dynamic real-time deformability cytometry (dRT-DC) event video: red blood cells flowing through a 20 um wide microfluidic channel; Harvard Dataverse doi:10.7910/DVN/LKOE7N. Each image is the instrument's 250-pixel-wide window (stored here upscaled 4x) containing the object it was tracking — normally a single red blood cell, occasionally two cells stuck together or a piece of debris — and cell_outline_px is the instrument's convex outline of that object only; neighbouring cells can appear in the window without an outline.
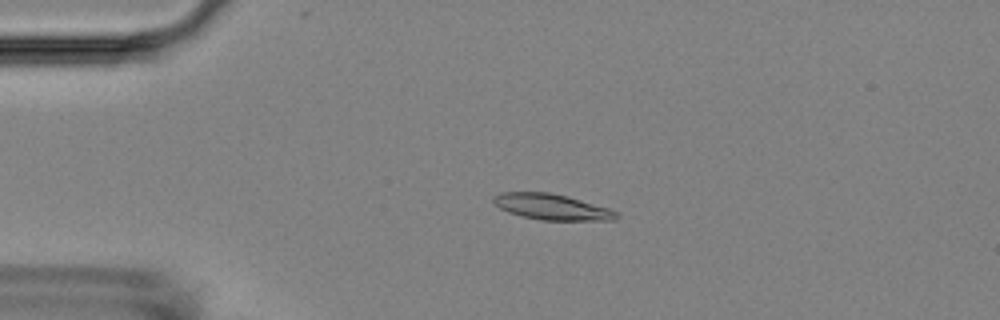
{"species": "Egyptian fruit bat (a non-hibernating species)", "species_latin": "Rousettus aegyptiacus", "temperature_condition": "room temperature", "stored_images_in_passage": 55, "camera_frame_rate_fps": 3000, "um_per_image_px": 0.085, "animal": {"sex": "female"}, "frame": {"image": 1, "passage_image": 12, "time_ms": 3.667, "image_size_px": [1000, 320], "cell_outline_px": [[620, 216], [616, 220], [540, 220], [520, 216], [508, 212], [500, 208], [492, 200], [492, 196], [500, 192], [548, 192], [568, 196], [608, 208], [616, 212]], "centroid_in_image_um": [46.88, 17.58], "position_along_channel_um": 38.1, "area_um2": 18.55}}
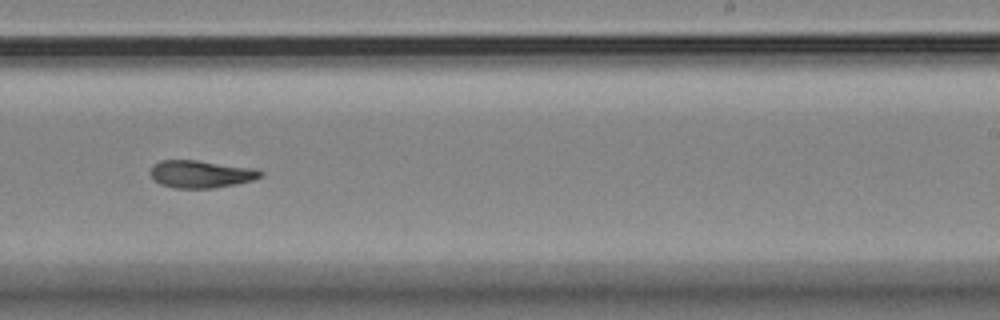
{"frame": {"image": 2, "passage_image": 34, "time_ms": 11.0, "image_size_px": [1000, 320], "cell_outline_px": [[264, 176], [252, 180], [236, 184], [212, 188], [172, 188], [160, 184], [148, 172], [160, 160], [196, 160], [252, 168], [264, 172]], "centroid_in_image_um": [17.08, 14.8], "position_along_channel_um": 271.9, "area_um2": 17.51}}
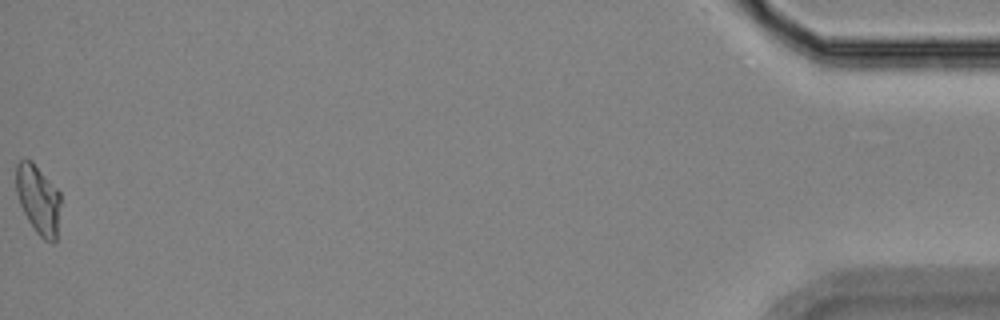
{"frame": {"image": 3, "passage_image": 55, "time_ms": 18.0, "image_size_px": [1000, 320], "cell_outline_px": [[60, 204], [56, 240], [52, 244], [44, 240], [36, 232], [28, 220], [20, 204], [16, 192], [16, 164], [20, 160], [32, 160], [60, 192]], "centroid_in_image_um": [3.25, 16.95], "position_along_channel_um": 431.9, "area_um2": 17.92}, "authors_computed_cell_mechanics": {"area_um2": 17.8602, "velocity_mm_per_s": 3.6285, "shape_relaxation_time_tau1_ms": null, "shape_relaxation_time_tau2_ms": 10.5603, "deformation_change_tau1": null, "deformation_change_tau2": 0.1843}}